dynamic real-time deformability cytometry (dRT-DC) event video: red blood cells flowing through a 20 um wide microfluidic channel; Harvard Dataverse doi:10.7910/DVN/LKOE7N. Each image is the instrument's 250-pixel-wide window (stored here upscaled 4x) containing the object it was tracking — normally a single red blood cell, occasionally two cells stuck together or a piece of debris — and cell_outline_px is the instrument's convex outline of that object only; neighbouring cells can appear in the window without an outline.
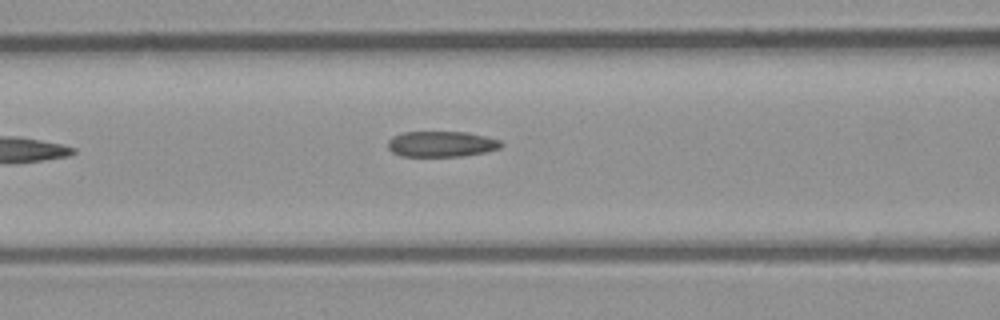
{"species": "common noctule bat (a hibernating species)", "species_latin": "Nyctalus noctula", "temperature_condition": "room temperature", "stored_images_in_passage": 3, "camera_frame_rate_fps": 3000, "um_per_image_px": 0.085, "animal": {"sex": "male", "body_mass_g": 23.1, "forearm_length_mm": 52.7}, "frame": {"image": 1, "passage_image": 3, "time_ms": 0.667, "image_size_px": [1000, 320], "cell_outline_px": [[504, 144], [500, 148], [484, 152], [464, 156], [400, 156], [392, 152], [388, 148], [388, 140], [392, 136], [404, 132], [468, 132], [500, 140]], "centroid_in_image_um": [37.51, 12.24], "position_along_channel_um": 129.1, "area_um2": 16.99}}